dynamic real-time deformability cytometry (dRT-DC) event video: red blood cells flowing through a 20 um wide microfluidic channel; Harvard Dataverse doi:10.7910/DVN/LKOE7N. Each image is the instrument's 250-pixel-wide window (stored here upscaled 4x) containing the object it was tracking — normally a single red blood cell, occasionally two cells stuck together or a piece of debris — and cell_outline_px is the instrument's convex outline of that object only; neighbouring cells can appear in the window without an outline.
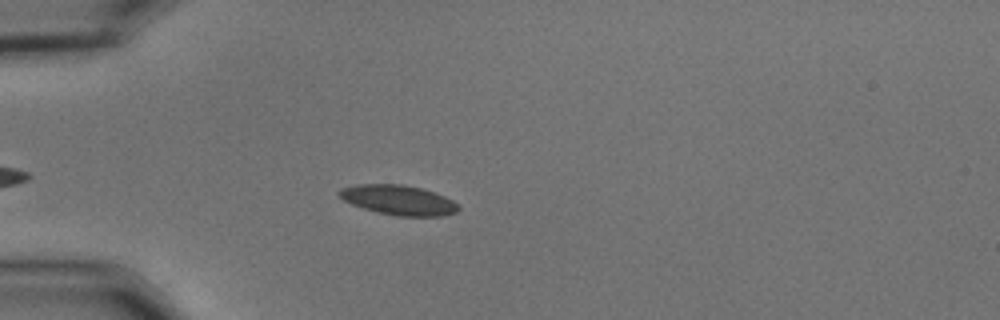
{"species": "common noctule bat (a hibernating species)", "species_latin": "Nyctalus noctula", "temperature_condition": "cold", "stored_images_in_passage": 40, "camera_frame_rate_fps": 3000, "um_per_image_px": 0.085, "animal": {"sex": "male", "body_mass_g": 15.6}, "frame": {"image": 1, "passage_image": 9, "time_ms": 2.667, "image_size_px": [1000, 320], "cell_outline_px": [[460, 208], [456, 212], [440, 216], [400, 216], [376, 212], [352, 204], [344, 200], [336, 192], [340, 188], [356, 184], [400, 184], [420, 188], [444, 196], [452, 200]], "centroid_in_image_um": [33.83, 17.0], "position_along_channel_um": 51.2, "area_um2": 20.52}}
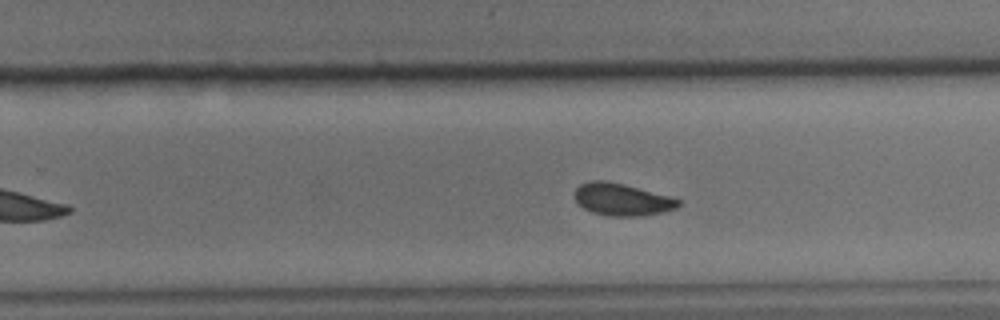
{"frame": {"image": 2, "passage_image": 29, "time_ms": 9.333, "image_size_px": [1000, 320], "cell_outline_px": [[680, 204], [676, 208], [660, 212], [640, 216], [608, 216], [592, 212], [584, 208], [576, 200], [576, 188], [580, 184], [588, 180], [604, 180], [624, 184], [668, 196], [680, 200]], "centroid_in_image_um": [52.84, 16.95], "position_along_channel_um": 277.0, "area_um2": 19.19}}
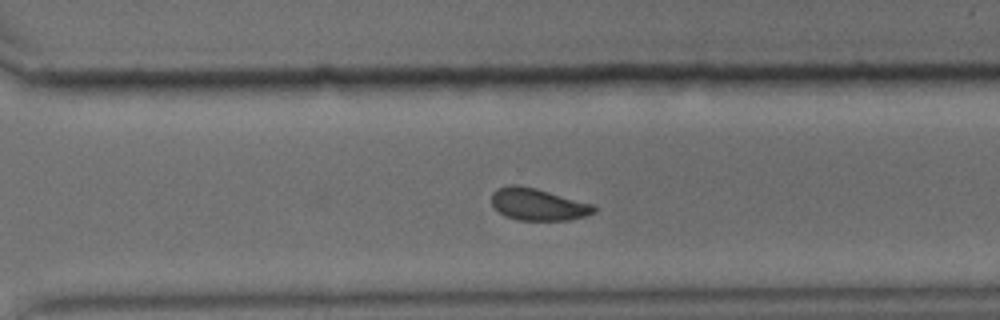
{"frame": {"image": 3, "passage_image": 33, "time_ms": 10.667, "image_size_px": [1000, 320], "cell_outline_px": [[596, 212], [584, 216], [568, 220], [520, 220], [504, 216], [492, 204], [492, 192], [496, 188], [508, 184], [516, 184], [536, 188], [592, 204], [596, 208]], "centroid_in_image_um": [45.7, 17.36], "position_along_channel_um": 324.9, "area_um2": 19.07}, "authors_computed_cell_mechanics": {"area_um2": 19.9699, "velocity_mm_per_s": 3.6037, "shape_relaxation_time_tau1_ms": 3.6547, "shape_relaxation_time_tau2_ms": 2.5654, "deformation_change_tau1": 0.0753, "deformation_change_tau2": 0.0587}}